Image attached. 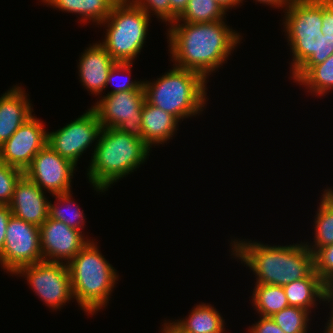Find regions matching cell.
<instances>
[{
	"label": "cell",
	"instance_id": "3957f363",
	"mask_svg": "<svg viewBox=\"0 0 333 333\" xmlns=\"http://www.w3.org/2000/svg\"><path fill=\"white\" fill-rule=\"evenodd\" d=\"M94 146L87 178L99 194L136 171L144 164L151 150L143 140L120 132L117 128H102Z\"/></svg>",
	"mask_w": 333,
	"mask_h": 333
},
{
	"label": "cell",
	"instance_id": "4316f807",
	"mask_svg": "<svg viewBox=\"0 0 333 333\" xmlns=\"http://www.w3.org/2000/svg\"><path fill=\"white\" fill-rule=\"evenodd\" d=\"M310 312L299 307L288 306L273 314L271 318L285 333H307Z\"/></svg>",
	"mask_w": 333,
	"mask_h": 333
},
{
	"label": "cell",
	"instance_id": "60d3db41",
	"mask_svg": "<svg viewBox=\"0 0 333 333\" xmlns=\"http://www.w3.org/2000/svg\"><path fill=\"white\" fill-rule=\"evenodd\" d=\"M329 301L333 303V284L329 287Z\"/></svg>",
	"mask_w": 333,
	"mask_h": 333
},
{
	"label": "cell",
	"instance_id": "7402d4cb",
	"mask_svg": "<svg viewBox=\"0 0 333 333\" xmlns=\"http://www.w3.org/2000/svg\"><path fill=\"white\" fill-rule=\"evenodd\" d=\"M314 220V243L305 242L306 247L313 254L321 247L333 243V190L327 188L323 191L319 207Z\"/></svg>",
	"mask_w": 333,
	"mask_h": 333
},
{
	"label": "cell",
	"instance_id": "5bb4252c",
	"mask_svg": "<svg viewBox=\"0 0 333 333\" xmlns=\"http://www.w3.org/2000/svg\"><path fill=\"white\" fill-rule=\"evenodd\" d=\"M47 141L48 131L33 115L0 147V160L24 171Z\"/></svg>",
	"mask_w": 333,
	"mask_h": 333
},
{
	"label": "cell",
	"instance_id": "4dcf8cb0",
	"mask_svg": "<svg viewBox=\"0 0 333 333\" xmlns=\"http://www.w3.org/2000/svg\"><path fill=\"white\" fill-rule=\"evenodd\" d=\"M135 6L141 8L149 17L155 15L159 21L171 25V6L169 0H130ZM153 13V14H151ZM168 22V23H167Z\"/></svg>",
	"mask_w": 333,
	"mask_h": 333
},
{
	"label": "cell",
	"instance_id": "5b68a950",
	"mask_svg": "<svg viewBox=\"0 0 333 333\" xmlns=\"http://www.w3.org/2000/svg\"><path fill=\"white\" fill-rule=\"evenodd\" d=\"M206 83L200 73L173 65L156 81L144 80L145 100L183 121L200 115L205 109Z\"/></svg>",
	"mask_w": 333,
	"mask_h": 333
},
{
	"label": "cell",
	"instance_id": "e575fe53",
	"mask_svg": "<svg viewBox=\"0 0 333 333\" xmlns=\"http://www.w3.org/2000/svg\"><path fill=\"white\" fill-rule=\"evenodd\" d=\"M11 215L12 213L8 205H0V254L3 251L6 227Z\"/></svg>",
	"mask_w": 333,
	"mask_h": 333
},
{
	"label": "cell",
	"instance_id": "7a4b0ae2",
	"mask_svg": "<svg viewBox=\"0 0 333 333\" xmlns=\"http://www.w3.org/2000/svg\"><path fill=\"white\" fill-rule=\"evenodd\" d=\"M299 243L271 246L257 240L234 238L230 242L231 256L252 270L255 283L283 287L314 270L313 252L304 242Z\"/></svg>",
	"mask_w": 333,
	"mask_h": 333
},
{
	"label": "cell",
	"instance_id": "2e32d148",
	"mask_svg": "<svg viewBox=\"0 0 333 333\" xmlns=\"http://www.w3.org/2000/svg\"><path fill=\"white\" fill-rule=\"evenodd\" d=\"M93 43L80 55L78 63L79 81L90 94L101 95L106 90L108 74L116 61L99 43Z\"/></svg>",
	"mask_w": 333,
	"mask_h": 333
},
{
	"label": "cell",
	"instance_id": "83f0119b",
	"mask_svg": "<svg viewBox=\"0 0 333 333\" xmlns=\"http://www.w3.org/2000/svg\"><path fill=\"white\" fill-rule=\"evenodd\" d=\"M23 175V170L0 160V205L10 203L16 183Z\"/></svg>",
	"mask_w": 333,
	"mask_h": 333
},
{
	"label": "cell",
	"instance_id": "8d00e7d4",
	"mask_svg": "<svg viewBox=\"0 0 333 333\" xmlns=\"http://www.w3.org/2000/svg\"><path fill=\"white\" fill-rule=\"evenodd\" d=\"M258 3H262V4H265V5H268L270 7H273V8H282L283 11L287 8V6L289 5V2L291 0H254ZM244 2V0H243Z\"/></svg>",
	"mask_w": 333,
	"mask_h": 333
},
{
	"label": "cell",
	"instance_id": "ba28073f",
	"mask_svg": "<svg viewBox=\"0 0 333 333\" xmlns=\"http://www.w3.org/2000/svg\"><path fill=\"white\" fill-rule=\"evenodd\" d=\"M100 97L91 108L96 112L102 128H117L120 132L143 140L144 87L140 90L109 93Z\"/></svg>",
	"mask_w": 333,
	"mask_h": 333
},
{
	"label": "cell",
	"instance_id": "7c38bea8",
	"mask_svg": "<svg viewBox=\"0 0 333 333\" xmlns=\"http://www.w3.org/2000/svg\"><path fill=\"white\" fill-rule=\"evenodd\" d=\"M76 165L46 145L32 159L24 175L50 195L70 192Z\"/></svg>",
	"mask_w": 333,
	"mask_h": 333
},
{
	"label": "cell",
	"instance_id": "d6a6232c",
	"mask_svg": "<svg viewBox=\"0 0 333 333\" xmlns=\"http://www.w3.org/2000/svg\"><path fill=\"white\" fill-rule=\"evenodd\" d=\"M323 35L333 36V0H322Z\"/></svg>",
	"mask_w": 333,
	"mask_h": 333
},
{
	"label": "cell",
	"instance_id": "4fadbf2b",
	"mask_svg": "<svg viewBox=\"0 0 333 333\" xmlns=\"http://www.w3.org/2000/svg\"><path fill=\"white\" fill-rule=\"evenodd\" d=\"M84 234L48 217L39 226L43 260L68 264L92 240Z\"/></svg>",
	"mask_w": 333,
	"mask_h": 333
},
{
	"label": "cell",
	"instance_id": "ffe728a7",
	"mask_svg": "<svg viewBox=\"0 0 333 333\" xmlns=\"http://www.w3.org/2000/svg\"><path fill=\"white\" fill-rule=\"evenodd\" d=\"M48 6L63 12L74 13L79 15L82 23L94 22L100 25L105 21L116 0H41ZM87 20H89L87 22Z\"/></svg>",
	"mask_w": 333,
	"mask_h": 333
},
{
	"label": "cell",
	"instance_id": "484cf974",
	"mask_svg": "<svg viewBox=\"0 0 333 333\" xmlns=\"http://www.w3.org/2000/svg\"><path fill=\"white\" fill-rule=\"evenodd\" d=\"M227 11L216 0H188L175 22L205 23L226 20Z\"/></svg>",
	"mask_w": 333,
	"mask_h": 333
},
{
	"label": "cell",
	"instance_id": "ab89813d",
	"mask_svg": "<svg viewBox=\"0 0 333 333\" xmlns=\"http://www.w3.org/2000/svg\"><path fill=\"white\" fill-rule=\"evenodd\" d=\"M330 303V304H329ZM330 308H331V312L330 313V317L328 318L329 320L327 321L326 325H325V329L324 331L326 333H333V303H331L330 301L328 302Z\"/></svg>",
	"mask_w": 333,
	"mask_h": 333
},
{
	"label": "cell",
	"instance_id": "44dd1931",
	"mask_svg": "<svg viewBox=\"0 0 333 333\" xmlns=\"http://www.w3.org/2000/svg\"><path fill=\"white\" fill-rule=\"evenodd\" d=\"M187 317L173 320L185 333H223L225 321L219 311L209 303H199Z\"/></svg>",
	"mask_w": 333,
	"mask_h": 333
},
{
	"label": "cell",
	"instance_id": "cb8c5ba5",
	"mask_svg": "<svg viewBox=\"0 0 333 333\" xmlns=\"http://www.w3.org/2000/svg\"><path fill=\"white\" fill-rule=\"evenodd\" d=\"M71 195L72 191L53 195L56 201L54 204L51 200L49 202V218L61 221L69 227L83 232L86 225L84 210L81 211ZM68 211L69 213H66Z\"/></svg>",
	"mask_w": 333,
	"mask_h": 333
},
{
	"label": "cell",
	"instance_id": "1f68e13d",
	"mask_svg": "<svg viewBox=\"0 0 333 333\" xmlns=\"http://www.w3.org/2000/svg\"><path fill=\"white\" fill-rule=\"evenodd\" d=\"M248 330L250 333H285L270 316H260Z\"/></svg>",
	"mask_w": 333,
	"mask_h": 333
},
{
	"label": "cell",
	"instance_id": "6da1fadb",
	"mask_svg": "<svg viewBox=\"0 0 333 333\" xmlns=\"http://www.w3.org/2000/svg\"><path fill=\"white\" fill-rule=\"evenodd\" d=\"M225 22H174L169 25L166 34L173 65L198 72L207 80L227 62L242 40L241 34Z\"/></svg>",
	"mask_w": 333,
	"mask_h": 333
},
{
	"label": "cell",
	"instance_id": "e0dca14e",
	"mask_svg": "<svg viewBox=\"0 0 333 333\" xmlns=\"http://www.w3.org/2000/svg\"><path fill=\"white\" fill-rule=\"evenodd\" d=\"M22 88L16 84L0 97V147L33 116V106Z\"/></svg>",
	"mask_w": 333,
	"mask_h": 333
},
{
	"label": "cell",
	"instance_id": "f546056e",
	"mask_svg": "<svg viewBox=\"0 0 333 333\" xmlns=\"http://www.w3.org/2000/svg\"><path fill=\"white\" fill-rule=\"evenodd\" d=\"M133 66V63L131 62H116L109 74H108V78H107V82H106V88L108 87V85L110 83H112V85H116L113 90H111L110 92H108L107 94L111 93V94H114V93H117V92H122V91H130V90H140L142 87H143V81H137V80H132L130 79L131 77V68ZM128 74V79L127 81H123L120 82V84H114V80H115V76H117L118 74H124L125 75ZM130 75V76H129ZM114 79V80H113Z\"/></svg>",
	"mask_w": 333,
	"mask_h": 333
},
{
	"label": "cell",
	"instance_id": "d6986e66",
	"mask_svg": "<svg viewBox=\"0 0 333 333\" xmlns=\"http://www.w3.org/2000/svg\"><path fill=\"white\" fill-rule=\"evenodd\" d=\"M283 289L289 306L306 309L310 313L317 307V301L329 302V287L314 270L307 277L283 286Z\"/></svg>",
	"mask_w": 333,
	"mask_h": 333
},
{
	"label": "cell",
	"instance_id": "9a60e30c",
	"mask_svg": "<svg viewBox=\"0 0 333 333\" xmlns=\"http://www.w3.org/2000/svg\"><path fill=\"white\" fill-rule=\"evenodd\" d=\"M46 192L23 175L16 183L8 204L12 215L40 226L49 217V202Z\"/></svg>",
	"mask_w": 333,
	"mask_h": 333
},
{
	"label": "cell",
	"instance_id": "30bf717a",
	"mask_svg": "<svg viewBox=\"0 0 333 333\" xmlns=\"http://www.w3.org/2000/svg\"><path fill=\"white\" fill-rule=\"evenodd\" d=\"M43 261L39 226L11 215L6 227L0 265L15 274L21 267Z\"/></svg>",
	"mask_w": 333,
	"mask_h": 333
},
{
	"label": "cell",
	"instance_id": "f35d334b",
	"mask_svg": "<svg viewBox=\"0 0 333 333\" xmlns=\"http://www.w3.org/2000/svg\"><path fill=\"white\" fill-rule=\"evenodd\" d=\"M216 2L222 6L226 11L233 7H238L243 3V0H216ZM241 3V4H240Z\"/></svg>",
	"mask_w": 333,
	"mask_h": 333
},
{
	"label": "cell",
	"instance_id": "ac0fdd59",
	"mask_svg": "<svg viewBox=\"0 0 333 333\" xmlns=\"http://www.w3.org/2000/svg\"><path fill=\"white\" fill-rule=\"evenodd\" d=\"M175 116L149 104L146 100L142 108L143 141L150 147L167 143L178 130Z\"/></svg>",
	"mask_w": 333,
	"mask_h": 333
},
{
	"label": "cell",
	"instance_id": "836d02e7",
	"mask_svg": "<svg viewBox=\"0 0 333 333\" xmlns=\"http://www.w3.org/2000/svg\"><path fill=\"white\" fill-rule=\"evenodd\" d=\"M333 54V36L320 35L318 64L324 62Z\"/></svg>",
	"mask_w": 333,
	"mask_h": 333
},
{
	"label": "cell",
	"instance_id": "277c9868",
	"mask_svg": "<svg viewBox=\"0 0 333 333\" xmlns=\"http://www.w3.org/2000/svg\"><path fill=\"white\" fill-rule=\"evenodd\" d=\"M95 240H90L67 264L74 299L87 315L97 314L110 301L117 270L99 250ZM108 303V304H107Z\"/></svg>",
	"mask_w": 333,
	"mask_h": 333
},
{
	"label": "cell",
	"instance_id": "52a82bcc",
	"mask_svg": "<svg viewBox=\"0 0 333 333\" xmlns=\"http://www.w3.org/2000/svg\"><path fill=\"white\" fill-rule=\"evenodd\" d=\"M150 17L131 1L117 2L103 23L107 29L100 44L116 62L136 60L144 47Z\"/></svg>",
	"mask_w": 333,
	"mask_h": 333
},
{
	"label": "cell",
	"instance_id": "603a6c76",
	"mask_svg": "<svg viewBox=\"0 0 333 333\" xmlns=\"http://www.w3.org/2000/svg\"><path fill=\"white\" fill-rule=\"evenodd\" d=\"M252 292V307L259 316L271 317L289 306L282 286L256 283Z\"/></svg>",
	"mask_w": 333,
	"mask_h": 333
},
{
	"label": "cell",
	"instance_id": "9c48e42d",
	"mask_svg": "<svg viewBox=\"0 0 333 333\" xmlns=\"http://www.w3.org/2000/svg\"><path fill=\"white\" fill-rule=\"evenodd\" d=\"M14 275L24 276L33 292L51 310L62 309L74 298L70 272L65 263L43 260L21 267Z\"/></svg>",
	"mask_w": 333,
	"mask_h": 333
},
{
	"label": "cell",
	"instance_id": "d590c367",
	"mask_svg": "<svg viewBox=\"0 0 333 333\" xmlns=\"http://www.w3.org/2000/svg\"><path fill=\"white\" fill-rule=\"evenodd\" d=\"M171 6V24L174 23L177 17L184 11L188 4V0H169Z\"/></svg>",
	"mask_w": 333,
	"mask_h": 333
},
{
	"label": "cell",
	"instance_id": "8992f818",
	"mask_svg": "<svg viewBox=\"0 0 333 333\" xmlns=\"http://www.w3.org/2000/svg\"><path fill=\"white\" fill-rule=\"evenodd\" d=\"M284 32L292 52L291 80L298 82L318 64L322 28V0H291L283 11Z\"/></svg>",
	"mask_w": 333,
	"mask_h": 333
},
{
	"label": "cell",
	"instance_id": "d4e9b609",
	"mask_svg": "<svg viewBox=\"0 0 333 333\" xmlns=\"http://www.w3.org/2000/svg\"><path fill=\"white\" fill-rule=\"evenodd\" d=\"M297 84L305 86L313 96H325L333 90V54L314 65ZM309 90V91H308Z\"/></svg>",
	"mask_w": 333,
	"mask_h": 333
},
{
	"label": "cell",
	"instance_id": "8fae6325",
	"mask_svg": "<svg viewBox=\"0 0 333 333\" xmlns=\"http://www.w3.org/2000/svg\"><path fill=\"white\" fill-rule=\"evenodd\" d=\"M85 111L62 128L48 132L47 145L76 166L92 143L97 144L102 130L96 112L91 107Z\"/></svg>",
	"mask_w": 333,
	"mask_h": 333
},
{
	"label": "cell",
	"instance_id": "b9f144b4",
	"mask_svg": "<svg viewBox=\"0 0 333 333\" xmlns=\"http://www.w3.org/2000/svg\"><path fill=\"white\" fill-rule=\"evenodd\" d=\"M117 2H124V1H130V0H116Z\"/></svg>",
	"mask_w": 333,
	"mask_h": 333
},
{
	"label": "cell",
	"instance_id": "74e56055",
	"mask_svg": "<svg viewBox=\"0 0 333 333\" xmlns=\"http://www.w3.org/2000/svg\"><path fill=\"white\" fill-rule=\"evenodd\" d=\"M163 328H161V333H185L182 329H180L172 320L163 323Z\"/></svg>",
	"mask_w": 333,
	"mask_h": 333
},
{
	"label": "cell",
	"instance_id": "f1b7e54d",
	"mask_svg": "<svg viewBox=\"0 0 333 333\" xmlns=\"http://www.w3.org/2000/svg\"><path fill=\"white\" fill-rule=\"evenodd\" d=\"M314 271L328 287L333 284V243L314 253Z\"/></svg>",
	"mask_w": 333,
	"mask_h": 333
}]
</instances>
